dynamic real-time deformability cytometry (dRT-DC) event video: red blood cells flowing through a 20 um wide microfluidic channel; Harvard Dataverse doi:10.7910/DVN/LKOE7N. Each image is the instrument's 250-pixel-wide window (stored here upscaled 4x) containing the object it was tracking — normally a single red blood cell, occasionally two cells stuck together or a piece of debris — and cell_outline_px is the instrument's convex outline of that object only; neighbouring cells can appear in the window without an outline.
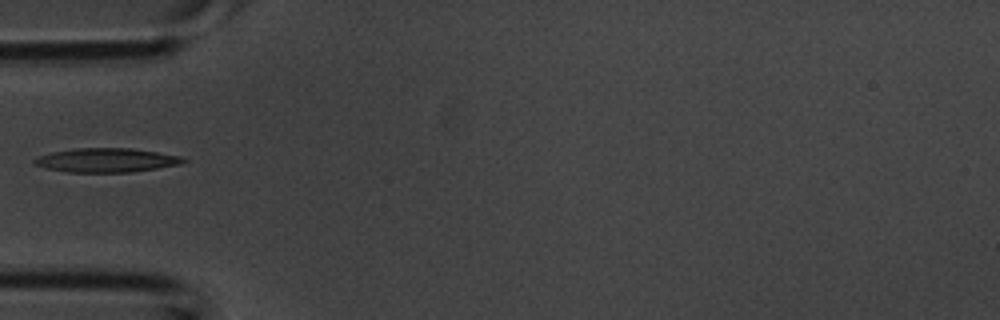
{"species": "common noctule bat (a hibernating species)", "species_latin": "Nyctalus noctula", "temperature_condition": "room temperature", "stored_images_in_passage": 29, "camera_frame_rate_fps": 3000, "um_per_image_px": 0.085, "animal": {"sex": "male", "body_mass_g": 20.1, "forearm_length_mm": 53.5}, "frame": {"image": 1, "passage_image": 1, "time_ms": 0.0, "image_size_px": [1000, 320], "cell_outline_px": [[188, 160], [184, 164], [132, 172], [64, 172], [44, 168], [32, 164], [32, 160], [40, 156], [52, 152], [76, 148], [132, 148], [180, 156]], "centroid_in_image_um": [9.04, 13.62], "position_along_channel_um": 76.0, "area_um2": 21.04}}
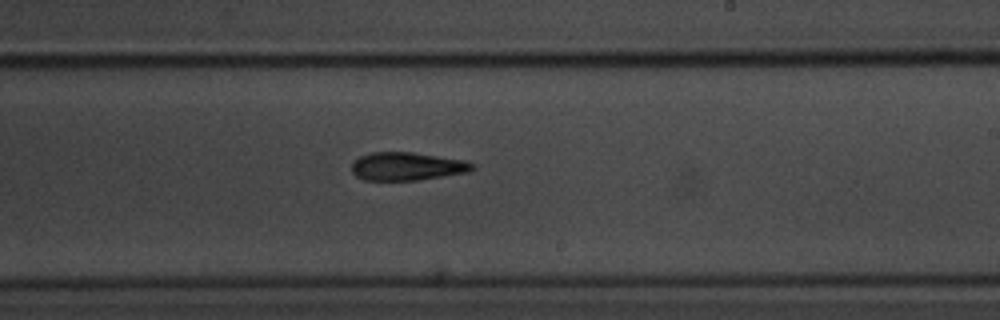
{"frame": {"image": 2, "passage_image": 12, "time_ms": 3.667, "image_size_px": [1000, 320], "cell_outline_px": [[476, 168], [468, 172], [416, 180], [364, 180], [356, 176], [352, 172], [352, 164], [360, 156], [372, 152], [412, 152], [464, 160], [476, 164]], "centroid_in_image_um": [34.61, 14.14], "position_along_channel_um": 254.4, "area_um2": 19.71}}
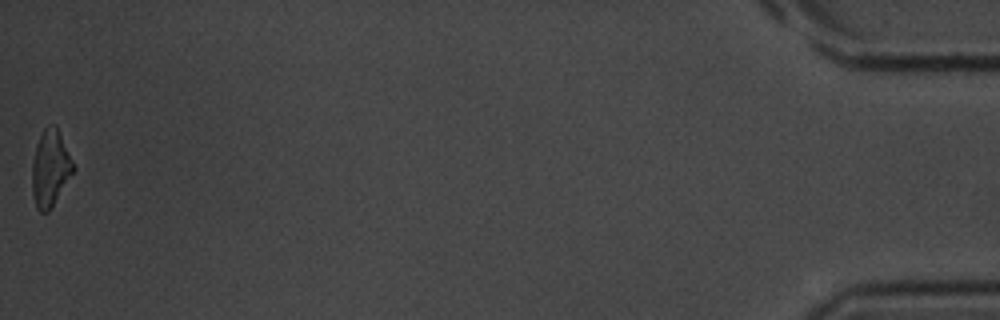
{"frame": {"image": 3, "passage_image": 29, "time_ms": 9.333, "image_size_px": [1000, 320], "cell_outline_px": [[76, 168], [48, 212], [40, 212], [36, 208], [32, 192], [32, 164], [36, 144], [44, 128], [52, 124], [56, 128]], "centroid_in_image_um": [4.25, 14.34], "position_along_channel_um": 430.9, "area_um2": 17.92}}